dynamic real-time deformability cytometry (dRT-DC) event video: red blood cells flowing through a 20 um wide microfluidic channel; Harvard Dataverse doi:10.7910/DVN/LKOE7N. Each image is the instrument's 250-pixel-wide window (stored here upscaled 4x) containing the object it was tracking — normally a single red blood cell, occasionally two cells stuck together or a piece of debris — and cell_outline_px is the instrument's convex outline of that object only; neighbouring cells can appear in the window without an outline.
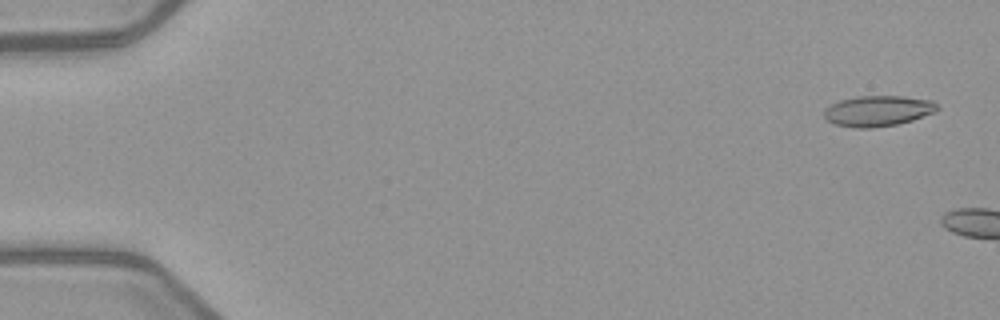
{"species": "common noctule bat (a hibernating species)", "species_latin": "Nyctalus noctula", "temperature_condition": "warm", "stored_images_in_passage": 2, "camera_frame_rate_fps": 3000, "um_per_image_px": 0.085, "animal": {"sex": "female", "body_mass_g": 21.9}, "frame": {"image": 1, "passage_image": 1, "time_ms": 0.0, "image_size_px": [1000, 320], "cell_outline_px": [[940, 108], [936, 112], [912, 120], [896, 124], [872, 128], [852, 128], [836, 124], [828, 120], [824, 116], [824, 108], [840, 100], [856, 96], [900, 96], [932, 100]], "centroid_in_image_um": [74.63, 9.42], "position_along_channel_um": 10.4, "area_um2": 20.23}}